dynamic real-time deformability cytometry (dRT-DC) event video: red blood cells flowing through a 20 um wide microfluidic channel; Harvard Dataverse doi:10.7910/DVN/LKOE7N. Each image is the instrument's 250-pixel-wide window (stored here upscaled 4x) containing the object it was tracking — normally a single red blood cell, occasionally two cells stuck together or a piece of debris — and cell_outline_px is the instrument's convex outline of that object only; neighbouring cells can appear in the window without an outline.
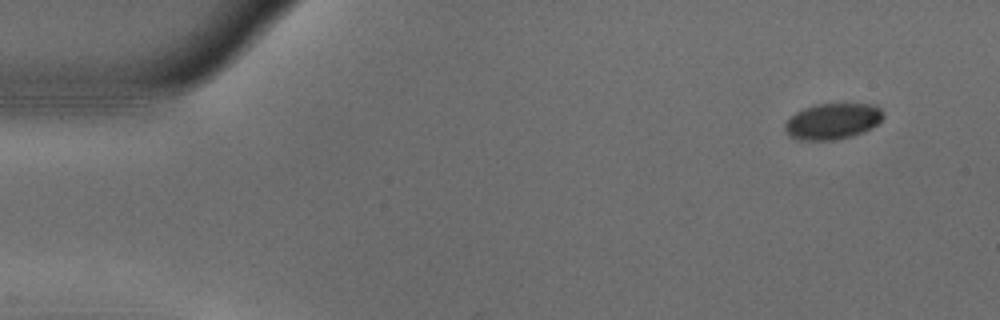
{"species": "common noctule bat (a hibernating species)", "species_latin": "Nyctalus noctula", "temperature_condition": "warm", "stored_images_in_passage": 52, "camera_frame_rate_fps": 3000, "um_per_image_px": 0.085, "animal": {"sex": "male", "body_mass_g": 18.8}, "frame": {"image": 1, "passage_image": 1, "time_ms": 0.0, "image_size_px": [1000, 320], "cell_outline_px": [[884, 116], [876, 124], [864, 132], [852, 136], [836, 140], [796, 140], [788, 136], [784, 128], [784, 124], [796, 112], [804, 108], [816, 104], [876, 104], [884, 112]], "centroid_in_image_um": [70.76, 10.31], "position_along_channel_um": 14.2, "area_um2": 20.75}}
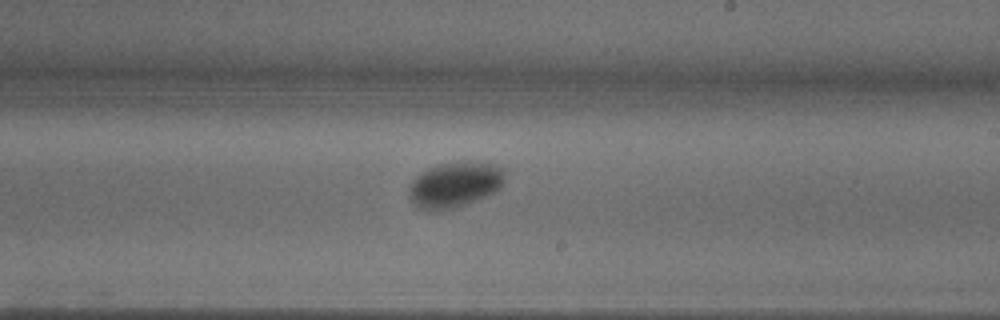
{"frame": {"image": 2, "passage_image": 29, "time_ms": 9.333, "image_size_px": [1000, 320], "cell_outline_px": [[504, 180], [500, 188], [496, 192], [456, 208], [440, 212], [420, 208], [412, 200], [408, 192], [408, 188], [416, 176], [428, 168], [440, 164], [460, 160], [484, 160], [496, 164], [504, 168]], "centroid_in_image_um": [38.72, 15.66], "position_along_channel_um": 250.3, "area_um2": 26.07}}
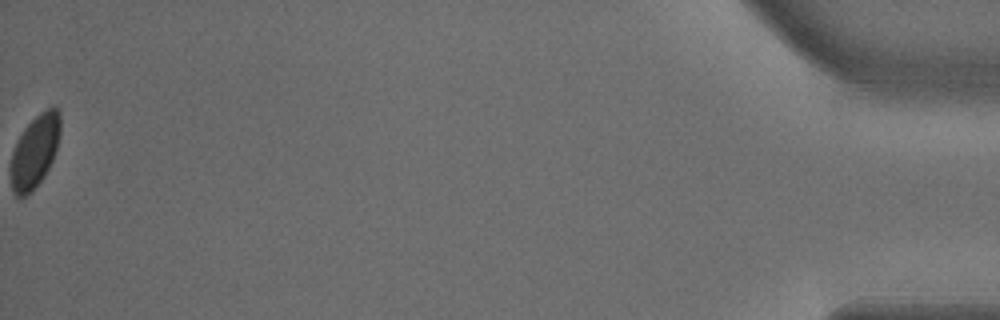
{"frame": {"image": 3, "passage_image": 52, "time_ms": 17.0, "image_size_px": [1000, 320], "cell_outline_px": [[60, 132], [56, 148], [52, 160], [44, 176], [32, 192], [24, 196], [16, 196], [12, 188], [12, 152], [16, 140], [24, 128], [40, 112], [52, 104], [60, 112]], "centroid_in_image_um": [2.98, 12.82], "position_along_channel_um": 432.2, "area_um2": 20.81}, "authors_computed_cell_mechanics": {"area_um2": 22.8021, "velocity_mm_per_s": 3.6773, "shape_relaxation_time_tau1_ms": 2.0927, "shape_relaxation_time_tau2_ms": null, "deformation_change_tau1": 0.0695, "deformation_change_tau2": null}}